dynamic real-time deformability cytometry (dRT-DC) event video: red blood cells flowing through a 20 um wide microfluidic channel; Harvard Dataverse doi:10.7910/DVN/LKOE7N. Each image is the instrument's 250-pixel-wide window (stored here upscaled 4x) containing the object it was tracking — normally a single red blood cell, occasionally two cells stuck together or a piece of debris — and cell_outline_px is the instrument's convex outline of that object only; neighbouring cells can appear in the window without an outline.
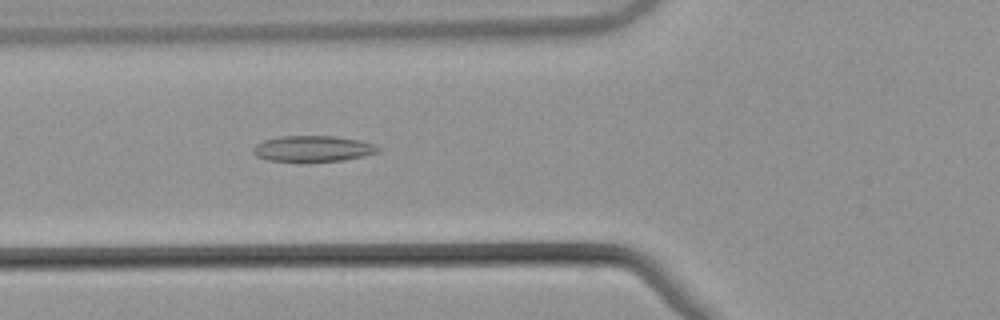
{"species": "common noctule bat (a hibernating species)", "species_latin": "Nyctalus noctula", "temperature_condition": "warm", "stored_images_in_passage": 54, "camera_frame_rate_fps": 3000, "um_per_image_px": 0.085, "animal": {"sex": "male", "body_mass_g": 21.5, "forearm_length_mm": 52.0}, "frame": {"image": 1, "passage_image": 21, "time_ms": 6.667, "image_size_px": [1000, 320], "cell_outline_px": [[380, 148], [376, 152], [364, 156], [344, 160], [304, 164], [268, 160], [256, 156], [252, 152], [252, 148], [256, 144], [264, 140], [280, 136], [336, 136], [360, 140], [372, 144]], "centroid_in_image_um": [26.53, 12.67], "position_along_channel_um": 99.3, "area_um2": 19.54}}
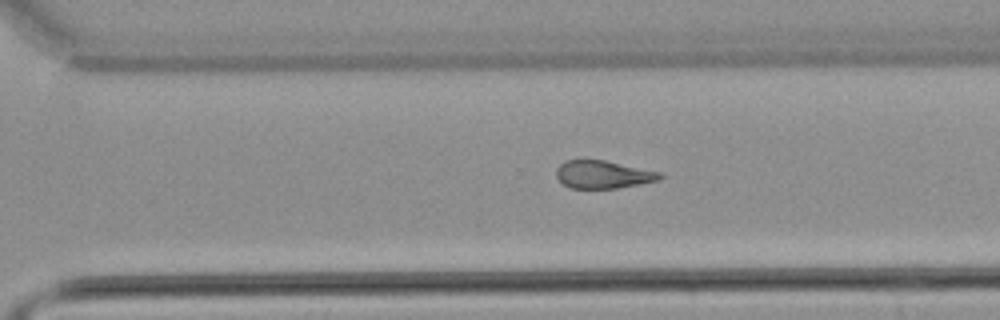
{"frame": {"image": 2, "passage_image": 38, "time_ms": 12.333, "image_size_px": [1000, 320], "cell_outline_px": [[664, 176], [656, 180], [640, 184], [616, 188], [572, 188], [564, 184], [556, 176], [556, 168], [564, 160], [604, 160], [660, 172]], "centroid_in_image_um": [51.23, 14.82], "position_along_channel_um": 319.4, "area_um2": 16.59}}
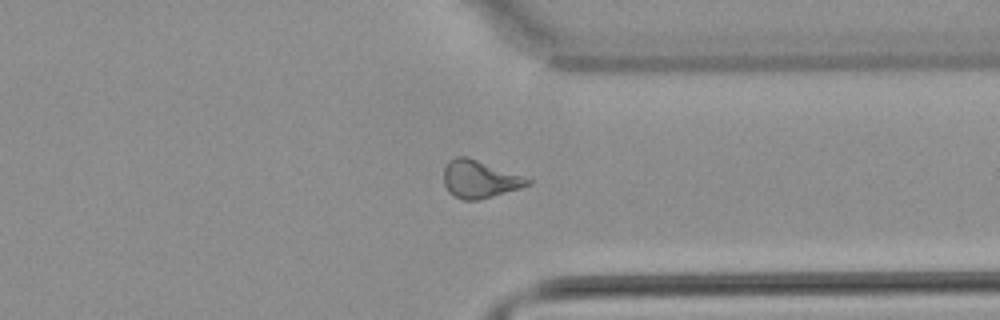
{"frame": {"image": 3, "passage_image": 42, "time_ms": 13.667, "image_size_px": [1000, 320], "cell_outline_px": [[532, 184], [520, 188], [480, 200], [464, 200], [448, 192], [444, 184], [444, 168], [448, 160], [456, 156], [468, 156], [532, 180]], "centroid_in_image_um": [40.74, 15.22], "position_along_channel_um": 370.7, "area_um2": 18.32}, "authors_computed_cell_mechanics": {"area_um2": 19.0162, "velocity_mm_per_s": 3.8861, "shape_relaxation_time_tau1_ms": null, "shape_relaxation_time_tau2_ms": 2.7988, "deformation_change_tau1": null, "deformation_change_tau2": 0.1168}}